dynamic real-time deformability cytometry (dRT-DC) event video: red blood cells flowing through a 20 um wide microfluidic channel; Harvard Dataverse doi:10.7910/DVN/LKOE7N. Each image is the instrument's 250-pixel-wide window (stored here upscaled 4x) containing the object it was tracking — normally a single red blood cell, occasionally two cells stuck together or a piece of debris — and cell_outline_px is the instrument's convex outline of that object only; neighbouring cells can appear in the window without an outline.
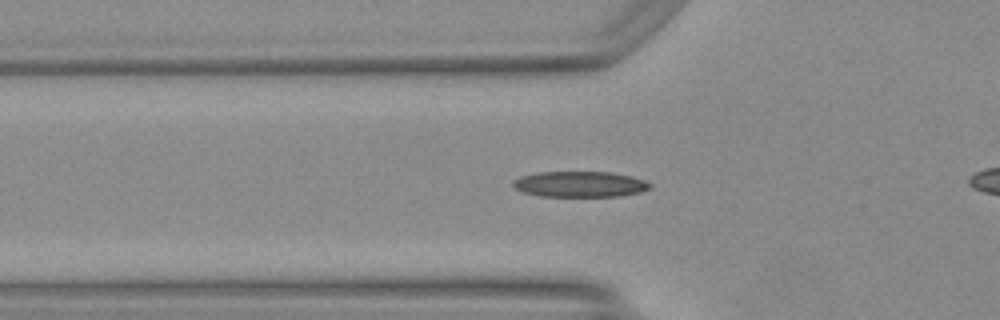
{"species": "Egyptian fruit bat (a non-hibernating species)", "species_latin": "Rousettus aegyptiacus", "temperature_condition": "warm", "stored_images_in_passage": 41, "camera_frame_rate_fps": 3000, "um_per_image_px": 0.085, "animal": {"sex": "female"}, "frame": {"image": 1, "passage_image": 8, "time_ms": 2.333, "image_size_px": [1000, 320], "cell_outline_px": [[652, 188], [640, 192], [620, 196], [540, 196], [524, 192], [516, 188], [512, 184], [520, 176], [536, 172], [612, 172], [632, 176], [644, 180], [652, 184]], "centroid_in_image_um": [49.34, 15.65], "position_along_channel_um": 76.5, "area_um2": 20.52}}
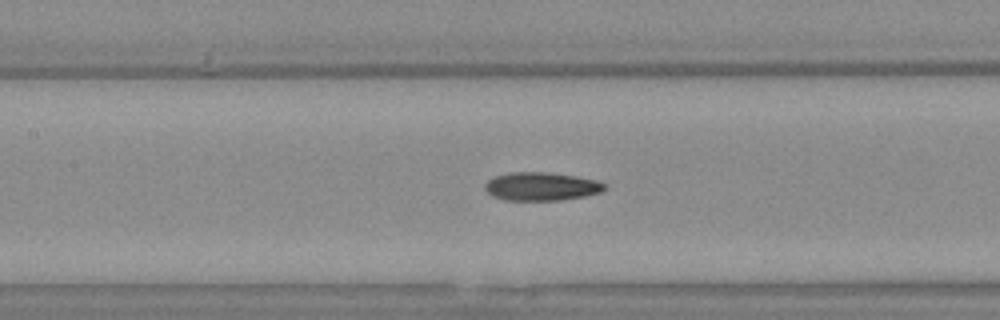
{"frame": {"image": 2, "passage_image": 14, "time_ms": 4.333, "image_size_px": [1000, 320], "cell_outline_px": [[604, 188], [600, 192], [584, 196], [560, 200], [508, 200], [492, 196], [484, 188], [484, 184], [488, 180], [496, 176], [508, 172], [548, 172], [576, 176], [596, 180], [604, 184]], "centroid_in_image_um": [45.97, 15.84], "position_along_channel_um": 161.4, "area_um2": 19.59}}
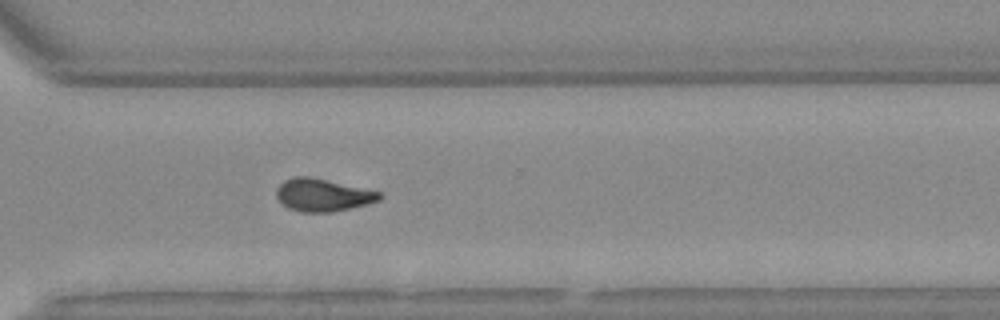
{"frame": {"image": 3, "passage_image": 27, "time_ms": 8.667, "image_size_px": [1000, 320], "cell_outline_px": [[384, 196], [380, 200], [368, 204], [332, 212], [300, 212], [288, 208], [276, 196], [276, 188], [284, 180], [296, 176], [308, 176], [380, 192]], "centroid_in_image_um": [27.43, 16.58], "position_along_channel_um": 343.2, "area_um2": 19.42}, "authors_computed_cell_mechanics": {"area_um2": 19.4208, "velocity_mm_per_s": 4.2093, "shape_relaxation_time_tau1_ms": 4.7348, "shape_relaxation_time_tau2_ms": 2.9108, "deformation_change_tau1": 0.1836, "deformation_change_tau2": 0.1024}}